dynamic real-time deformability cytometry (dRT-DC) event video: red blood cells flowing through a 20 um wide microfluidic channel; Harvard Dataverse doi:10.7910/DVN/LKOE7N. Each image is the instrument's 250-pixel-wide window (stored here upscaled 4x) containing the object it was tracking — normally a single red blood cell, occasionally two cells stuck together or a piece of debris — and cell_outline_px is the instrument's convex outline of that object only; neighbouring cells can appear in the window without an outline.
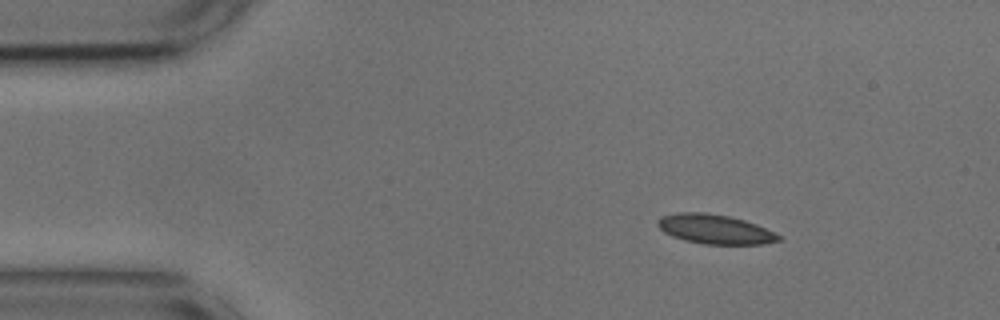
{"species": "common noctule bat (a hibernating species)", "species_latin": "Nyctalus noctula", "temperature_condition": "cold", "stored_images_in_passage": 48, "camera_frame_rate_fps": 3000, "um_per_image_px": 0.085, "animal": {"sex": "male", "body_mass_g": 17.9, "forearm_length_mm": 54.2}, "frame": {"image": 1, "passage_image": 1, "time_ms": 0.0, "image_size_px": [1000, 320], "cell_outline_px": [[780, 240], [764, 244], [704, 244], [684, 240], [672, 236], [664, 232], [656, 224], [656, 220], [660, 216], [676, 212], [708, 212], [728, 216], [744, 220], [756, 224], [780, 236]], "centroid_in_image_um": [60.7, 19.47], "position_along_channel_um": 24.3, "area_um2": 20.75}}
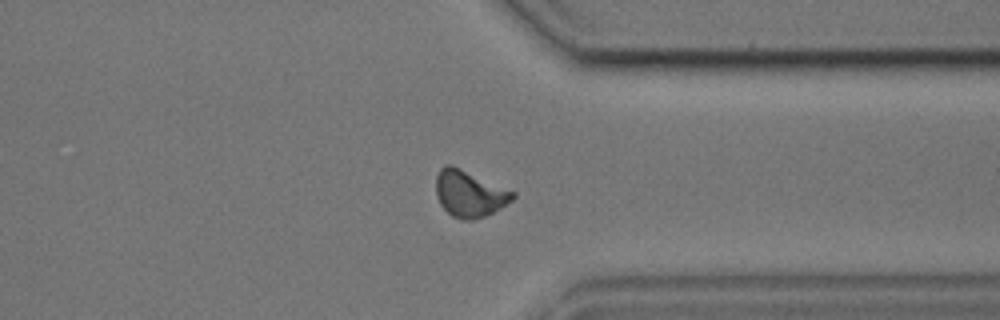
{"frame": {"image": 2, "passage_image": 35, "time_ms": 11.333, "image_size_px": [1000, 320], "cell_outline_px": [[516, 196], [512, 200], [500, 208], [484, 216], [472, 220], [460, 220], [452, 216], [440, 204], [436, 196], [436, 176], [440, 168], [444, 164], [452, 164], [516, 192]], "centroid_in_image_um": [39.88, 16.44], "position_along_channel_um": 371.5, "area_um2": 20.92}}
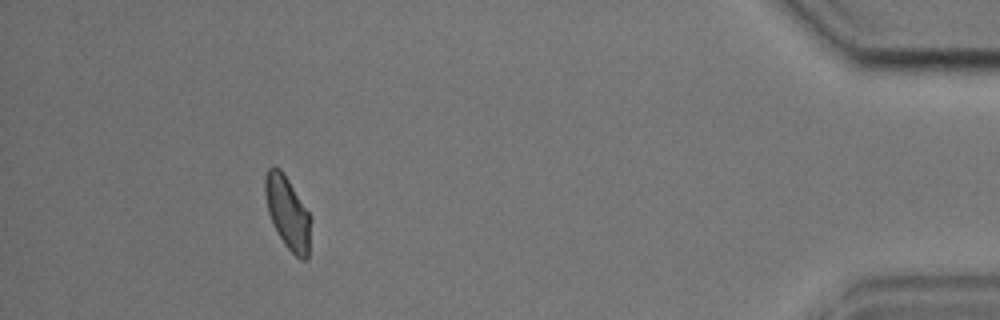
{"frame": {"image": 3, "passage_image": 43, "time_ms": 14.0, "image_size_px": [1000, 320], "cell_outline_px": [[308, 260], [300, 260], [284, 244], [276, 232], [272, 224], [268, 212], [264, 192], [264, 176], [268, 168], [272, 164], [280, 168], [288, 180], [308, 212]], "centroid_in_image_um": [24.37, 18.04], "position_along_channel_um": 410.8, "area_um2": 18.9}, "authors_computed_cell_mechanics": {"area_um2": 20.4323, "velocity_mm_per_s": 3.6374, "shape_relaxation_time_tau1_ms": 4.8274, "shape_relaxation_time_tau2_ms": 1.6139, "deformation_change_tau1": 0.1681, "deformation_change_tau2": 0.0794}}